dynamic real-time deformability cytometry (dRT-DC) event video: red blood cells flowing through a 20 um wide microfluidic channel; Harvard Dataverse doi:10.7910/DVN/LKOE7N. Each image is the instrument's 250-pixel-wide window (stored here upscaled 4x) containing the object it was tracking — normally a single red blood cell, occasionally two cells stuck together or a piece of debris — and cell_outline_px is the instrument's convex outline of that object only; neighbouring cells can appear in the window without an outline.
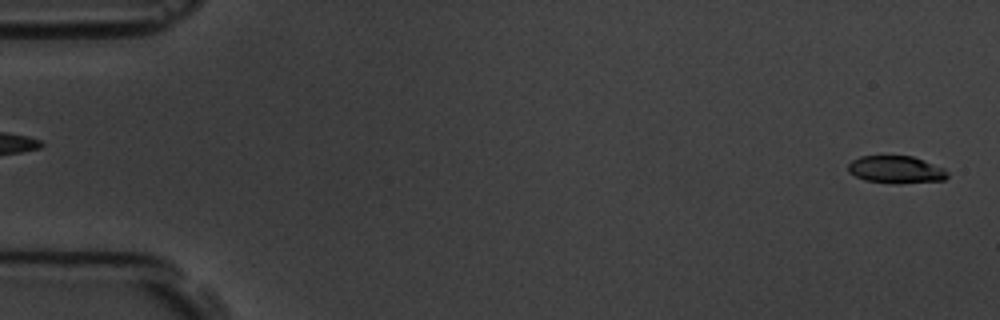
{"species": "common noctule bat (a hibernating species)", "species_latin": "Nyctalus noctula", "temperature_condition": "room temperature", "stored_images_in_passage": 2, "segment_of_instrument_passage": [2, 2], "camera_frame_rate_fps": 3000, "um_per_image_px": 0.085, "animal": {"sex": "male", "body_mass_g": 19.5, "forearm_length_mm": 54.6}, "frame": {"image": 1, "passage_image": 2, "time_ms": 1.333, "image_size_px": [1000, 320], "cell_outline_px": [[948, 176], [944, 180], [864, 180], [848, 172], [848, 164], [852, 160], [860, 156], [912, 156], [944, 168], [948, 172]], "centroid_in_image_um": [76.12, 14.34], "position_along_channel_um": 8.9, "area_um2": 14.74}}